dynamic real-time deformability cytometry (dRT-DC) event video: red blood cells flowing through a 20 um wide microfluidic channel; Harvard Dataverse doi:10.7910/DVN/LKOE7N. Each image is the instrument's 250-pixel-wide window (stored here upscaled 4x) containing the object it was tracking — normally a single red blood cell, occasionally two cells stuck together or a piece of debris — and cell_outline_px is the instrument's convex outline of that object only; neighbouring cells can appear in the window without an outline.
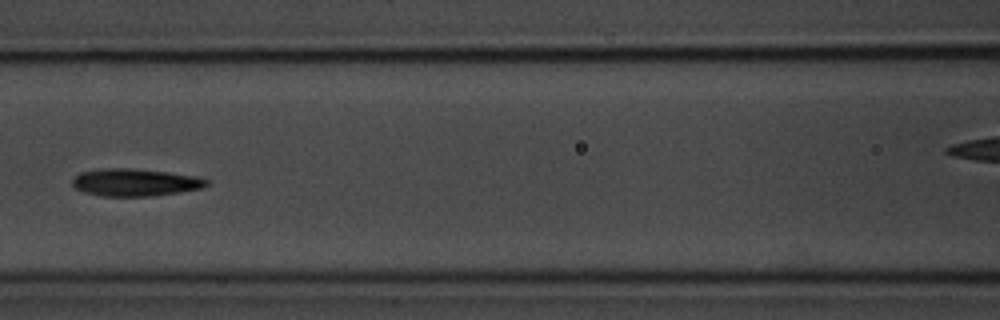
{"species": "common noctule bat (a hibernating species)", "species_latin": "Nyctalus noctula", "temperature_condition": "room temperature", "stored_images_in_passage": 9, "camera_frame_rate_fps": 3000, "um_per_image_px": 0.085, "animal": {"sex": "male", "body_mass_g": 20.1, "forearm_length_mm": 53.5}, "frame": {"image": 1, "passage_image": 7, "time_ms": 6.667, "image_size_px": [1000, 320], "cell_outline_px": [[208, 184], [204, 188], [180, 192], [152, 196], [100, 196], [84, 192], [76, 188], [72, 184], [72, 180], [80, 172], [104, 168], [128, 168], [168, 172], [200, 176], [208, 180]], "centroid_in_image_um": [11.52, 15.5], "position_along_channel_um": 155.1, "area_um2": 21.56}}
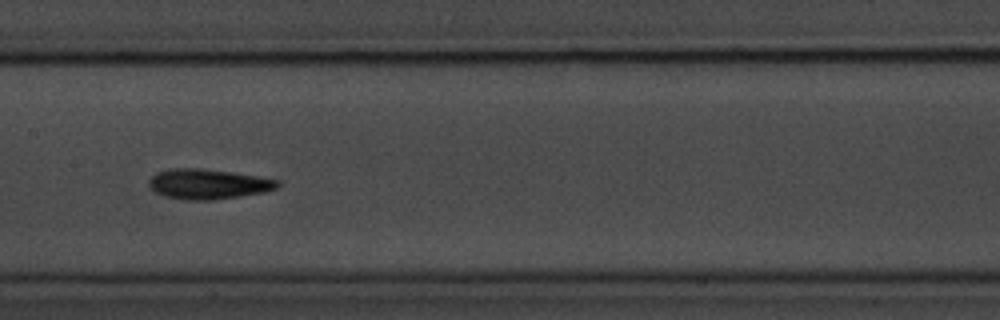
{"frame": {"image": 2, "passage_image": 8, "time_ms": 7.667, "image_size_px": [1000, 320], "cell_outline_px": [[280, 184], [276, 188], [264, 192], [240, 196], [212, 200], [184, 200], [164, 196], [156, 192], [148, 184], [148, 180], [156, 172], [168, 168], [200, 168], [256, 176], [280, 180]], "centroid_in_image_um": [17.65, 15.64], "position_along_channel_um": 189.7, "area_um2": 22.48}}